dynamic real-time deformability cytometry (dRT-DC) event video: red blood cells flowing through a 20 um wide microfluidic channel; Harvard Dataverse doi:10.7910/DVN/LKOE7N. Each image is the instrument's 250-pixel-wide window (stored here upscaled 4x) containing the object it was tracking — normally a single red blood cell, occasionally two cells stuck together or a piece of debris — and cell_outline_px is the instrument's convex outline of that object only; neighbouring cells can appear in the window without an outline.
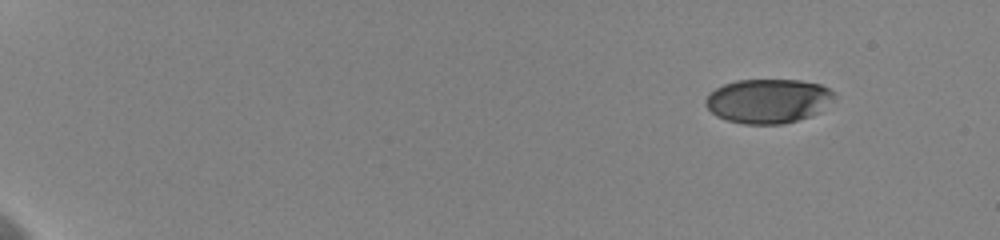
{"species": "human", "species_latin": "Homo sapiens", "temperature_condition": "cold", "stored_images_in_passage": 26, "camera_frame_rate_fps": 3000, "um_per_image_px": 0.085, "donor": {"sex": "female"}, "frame": {"image": 1, "passage_image": 1, "time_ms": 0.0, "image_size_px": [1000, 240], "cell_outline_px": [[836, 100], [820, 112], [784, 124], [744, 124], [728, 120], [716, 116], [704, 104], [704, 100], [708, 92], [724, 84], [736, 80], [800, 80], [820, 84], [836, 92]], "centroid_in_image_um": [65.31, 8.57], "position_along_channel_um": 19.7, "area_um2": 33.58}}
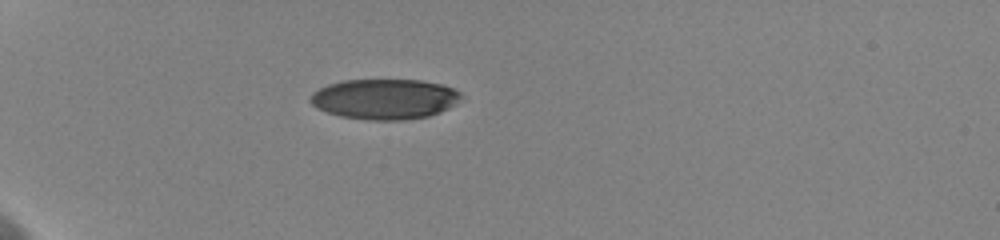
{"frame": {"image": 2, "passage_image": 10, "time_ms": 4.333, "image_size_px": [1000, 240], "cell_outline_px": [[460, 96], [456, 104], [440, 112], [428, 116], [400, 120], [368, 120], [340, 116], [316, 108], [308, 100], [312, 92], [328, 84], [344, 80], [420, 80], [440, 84], [452, 88], [460, 92]], "centroid_in_image_um": [32.65, 8.42], "position_along_channel_um": 52.3, "area_um2": 35.32}}